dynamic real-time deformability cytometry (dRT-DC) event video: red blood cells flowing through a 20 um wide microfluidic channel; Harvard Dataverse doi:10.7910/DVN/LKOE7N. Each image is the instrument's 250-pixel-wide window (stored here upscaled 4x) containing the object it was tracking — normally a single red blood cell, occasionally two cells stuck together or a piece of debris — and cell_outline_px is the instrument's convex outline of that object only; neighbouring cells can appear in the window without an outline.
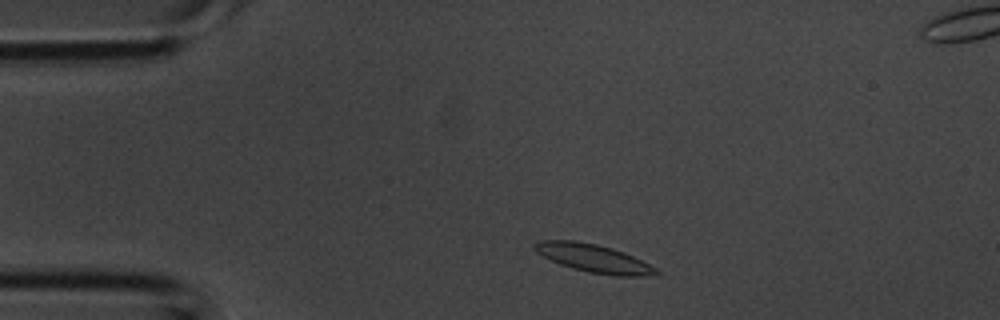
{"species": "common noctule bat (a hibernating species)", "species_latin": "Nyctalus noctula", "temperature_condition": "room temperature", "stored_images_in_passage": 34, "segment_of_instrument_passage": [1, 2], "camera_frame_rate_fps": 3000, "um_per_image_px": 0.085, "animal": {"sex": "male", "body_mass_g": 20.1, "forearm_length_mm": 53.5}, "frame": {"image": 1, "passage_image": 2, "time_ms": 0.333, "image_size_px": [1000, 320], "cell_outline_px": [[660, 272], [644, 276], [616, 276], [588, 272], [572, 268], [560, 264], [536, 252], [532, 248], [532, 244], [540, 240], [576, 240], [596, 244], [612, 248], [624, 252], [656, 268]], "centroid_in_image_um": [50.41, 21.94], "position_along_channel_um": 34.6, "area_um2": 19.77}}
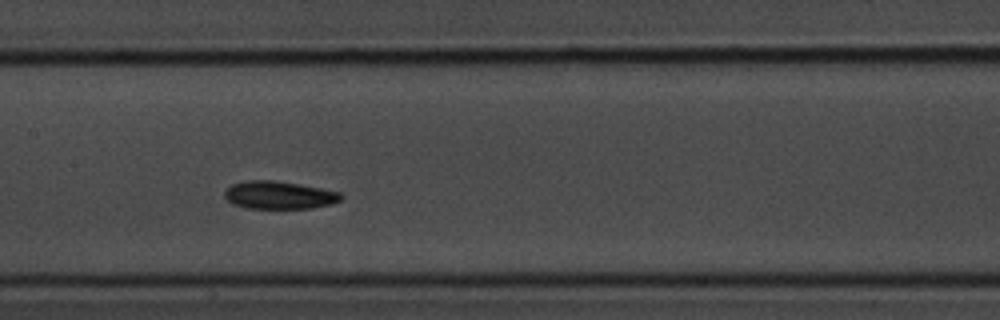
{"frame": {"image": 2, "passage_image": 13, "time_ms": 4.0, "image_size_px": [1000, 320], "cell_outline_px": [[344, 196], [340, 200], [332, 204], [312, 208], [248, 208], [232, 204], [224, 196], [224, 192], [232, 184], [244, 180], [272, 180], [320, 188], [340, 192]], "centroid_in_image_um": [23.71, 16.58], "position_along_channel_um": 183.7, "area_um2": 18.79}}
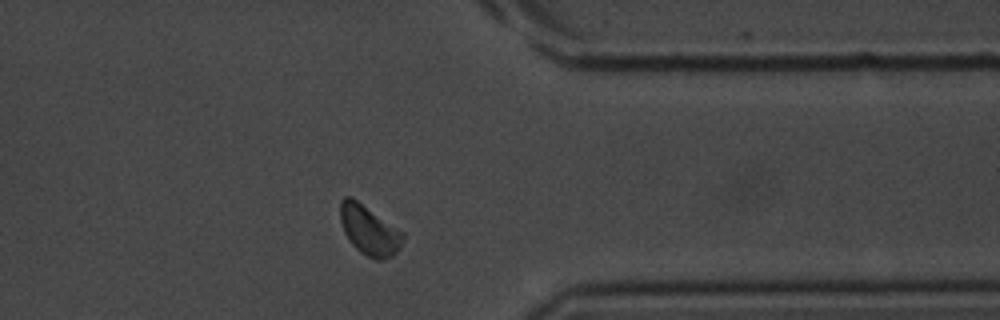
{"frame": {"image": 3, "passage_image": 25, "time_ms": 8.0, "image_size_px": [1000, 320], "cell_outline_px": [[404, 240], [400, 248], [392, 256], [384, 260], [376, 260], [360, 252], [348, 240], [344, 232], [340, 220], [340, 200], [344, 196], [352, 196], [404, 232]], "centroid_in_image_um": [31.38, 19.56], "position_along_channel_um": 380.0, "area_um2": 18.38}}